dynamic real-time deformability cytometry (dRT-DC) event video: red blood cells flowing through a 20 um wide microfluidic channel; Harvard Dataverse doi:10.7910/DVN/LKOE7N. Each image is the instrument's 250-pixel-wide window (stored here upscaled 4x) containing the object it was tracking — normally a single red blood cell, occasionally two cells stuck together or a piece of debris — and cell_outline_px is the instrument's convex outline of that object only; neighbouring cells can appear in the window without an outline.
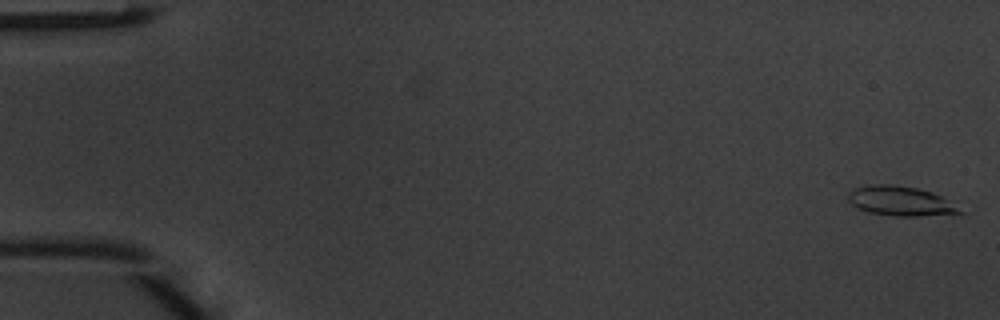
{"species": "common noctule bat (a hibernating species)", "species_latin": "Nyctalus noctula", "temperature_condition": "warm", "stored_images_in_passage": 49, "camera_frame_rate_fps": 3000, "um_per_image_px": 0.085, "animal": {"sex": "male", "body_mass_g": 20.1, "forearm_length_mm": 53.5}, "frame": {"image": 1, "passage_image": 1, "time_ms": 0.0, "image_size_px": [1000, 320], "cell_outline_px": [[964, 212], [916, 216], [896, 216], [872, 212], [860, 208], [852, 204], [848, 200], [848, 192], [856, 188], [868, 184], [892, 184], [916, 188], [932, 192], [940, 196]], "centroid_in_image_um": [76.48, 17.07], "position_along_channel_um": 8.5, "area_um2": 18.67}}
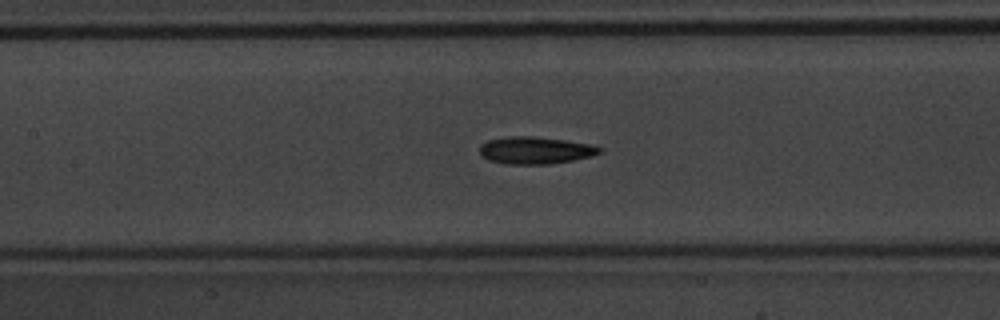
{"frame": {"image": 2, "passage_image": 23, "time_ms": 7.333, "image_size_px": [1000, 320], "cell_outline_px": [[604, 152], [592, 156], [572, 160], [548, 164], [504, 164], [488, 160], [480, 156], [480, 144], [488, 140], [512, 136], [536, 136], [592, 144], [604, 148]], "centroid_in_image_um": [45.52, 12.78], "position_along_channel_um": 161.9, "area_um2": 19.25}}
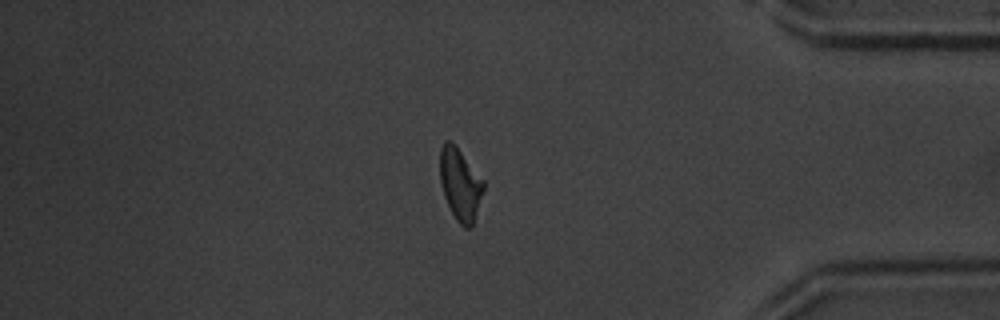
{"frame": {"image": 3, "passage_image": 42, "time_ms": 13.667, "image_size_px": [1000, 320], "cell_outline_px": [[484, 188], [472, 228], [464, 228], [456, 220], [444, 196], [440, 180], [440, 148], [444, 140], [452, 140], [484, 180]], "centroid_in_image_um": [39.11, 15.64], "position_along_channel_um": 396.1, "area_um2": 18.38}, "authors_computed_cell_mechanics": {"area_um2": 18.1492, "velocity_mm_per_s": 4.1321, "shape_relaxation_time_tau1_ms": 3.9748, "shape_relaxation_time_tau2_ms": 5.7885, "deformation_change_tau1": 0.1579, "deformation_change_tau2": 0.1435}}